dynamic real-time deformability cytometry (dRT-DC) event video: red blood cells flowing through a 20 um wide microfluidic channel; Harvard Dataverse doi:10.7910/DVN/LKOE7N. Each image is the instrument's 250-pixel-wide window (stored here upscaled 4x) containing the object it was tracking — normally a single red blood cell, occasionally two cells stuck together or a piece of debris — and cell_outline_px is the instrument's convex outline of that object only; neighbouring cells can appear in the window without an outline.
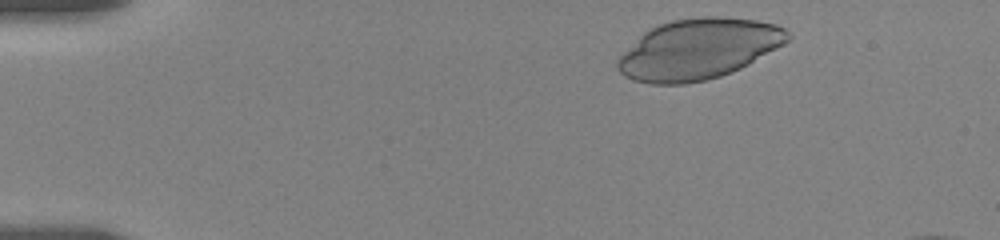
{"species": "human", "species_latin": "Homo sapiens", "temperature_condition": "room temperature", "stored_images_in_passage": 12, "camera_frame_rate_fps": 3000, "um_per_image_px": 0.085, "donor": {"sex": "female"}, "frame": {"image": 1, "passage_image": 3, "time_ms": 0.667, "image_size_px": [1000, 240], "cell_outline_px": [[792, 36], [784, 44], [748, 64], [732, 72], [708, 80], [684, 84], [652, 84], [632, 80], [624, 76], [616, 68], [616, 60], [644, 32], [660, 24], [672, 20], [700, 16], [720, 16], [756, 20], [776, 24], [784, 28]], "centroid_in_image_um": [59.37, 4.17], "position_along_channel_um": 25.6, "area_um2": 59.94}}